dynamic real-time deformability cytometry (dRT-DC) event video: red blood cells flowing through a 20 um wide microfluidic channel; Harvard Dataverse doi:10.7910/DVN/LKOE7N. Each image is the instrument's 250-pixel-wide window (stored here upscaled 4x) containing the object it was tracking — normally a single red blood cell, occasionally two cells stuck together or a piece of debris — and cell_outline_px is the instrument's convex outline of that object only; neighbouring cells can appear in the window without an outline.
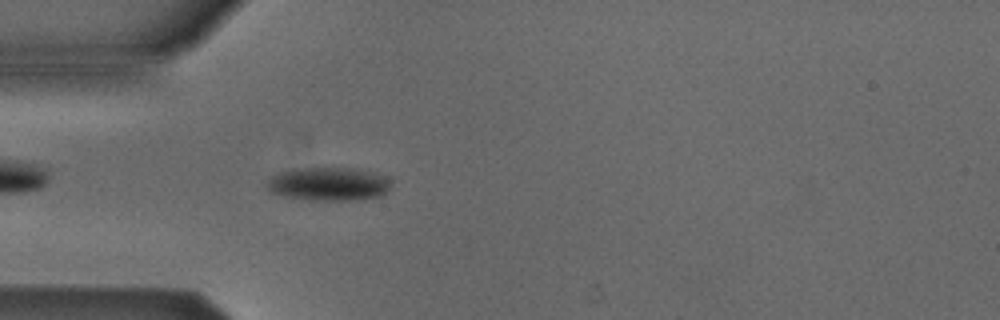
{"species": "Egyptian fruit bat (a non-hibernating species)", "species_latin": "Rousettus aegyptiacus", "temperature_condition": "cold", "stored_images_in_passage": 5, "camera_frame_rate_fps": 3000, "um_per_image_px": 0.085, "animal": {"sex": "male"}, "frame": {"image": 1, "passage_image": 5, "time_ms": 1.333, "image_size_px": [1000, 320], "cell_outline_px": [[392, 184], [388, 192], [384, 196], [356, 200], [308, 200], [284, 196], [268, 192], [268, 180], [276, 172], [292, 168], [356, 168], [372, 172], [384, 176], [392, 180]], "centroid_in_image_um": [27.96, 15.64], "position_along_channel_um": 57.0, "area_um2": 24.68}}